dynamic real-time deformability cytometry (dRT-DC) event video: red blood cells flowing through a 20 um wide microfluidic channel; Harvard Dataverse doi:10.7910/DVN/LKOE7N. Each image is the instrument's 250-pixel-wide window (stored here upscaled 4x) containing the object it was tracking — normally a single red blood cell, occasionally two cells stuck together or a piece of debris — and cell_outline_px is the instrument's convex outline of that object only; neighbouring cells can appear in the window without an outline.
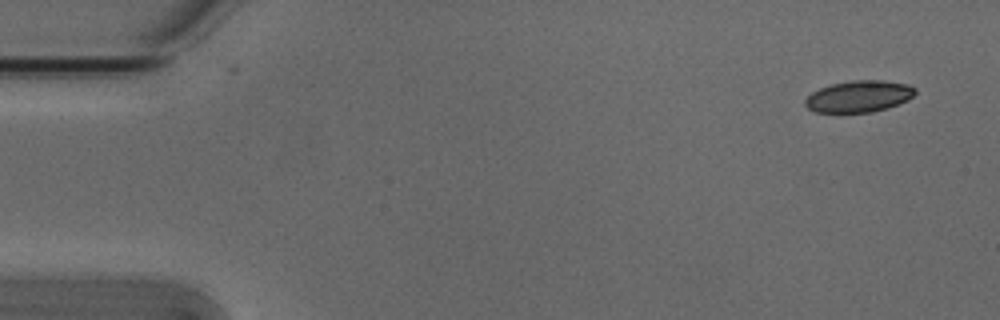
{"species": "Egyptian fruit bat (a non-hibernating species)", "species_latin": "Rousettus aegyptiacus", "temperature_condition": "cold", "stored_images_in_passage": 12, "camera_frame_rate_fps": 3000, "um_per_image_px": 0.085, "animal": {"sex": "male"}, "frame": {"image": 1, "passage_image": 1, "time_ms": 0.0, "image_size_px": [1000, 320], "cell_outline_px": [[916, 92], [908, 100], [872, 112], [816, 112], [808, 108], [804, 104], [804, 100], [812, 92], [820, 88], [832, 84], [852, 80], [884, 80], [908, 84], [916, 88]], "centroid_in_image_um": [73.0, 8.18], "position_along_channel_um": 12.0, "area_um2": 20.11}}